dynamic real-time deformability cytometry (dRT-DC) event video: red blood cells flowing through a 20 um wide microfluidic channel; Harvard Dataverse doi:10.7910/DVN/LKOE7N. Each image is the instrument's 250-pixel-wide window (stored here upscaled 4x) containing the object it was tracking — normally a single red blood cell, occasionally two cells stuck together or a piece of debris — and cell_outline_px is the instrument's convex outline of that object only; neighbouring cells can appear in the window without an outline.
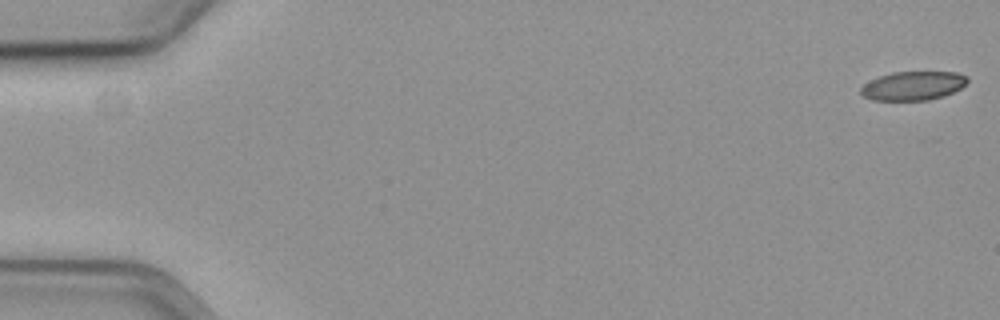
{"species": "common noctule bat (a hibernating species)", "species_latin": "Nyctalus noctula", "temperature_condition": "cold", "stored_images_in_passage": 23, "camera_frame_rate_fps": 3000, "um_per_image_px": 0.085, "animal": {"sex": "female", "body_mass_g": 19.3, "forearm_length_mm": 54.1}, "frame": {"image": 1, "passage_image": 1, "time_ms": 0.0, "image_size_px": [1000, 320], "cell_outline_px": [[968, 80], [960, 88], [944, 96], [928, 100], [872, 100], [864, 96], [860, 92], [860, 88], [864, 84], [880, 76], [892, 72], [956, 72], [968, 76]], "centroid_in_image_um": [77.61, 7.29], "position_along_channel_um": 7.4, "area_um2": 17.8}}
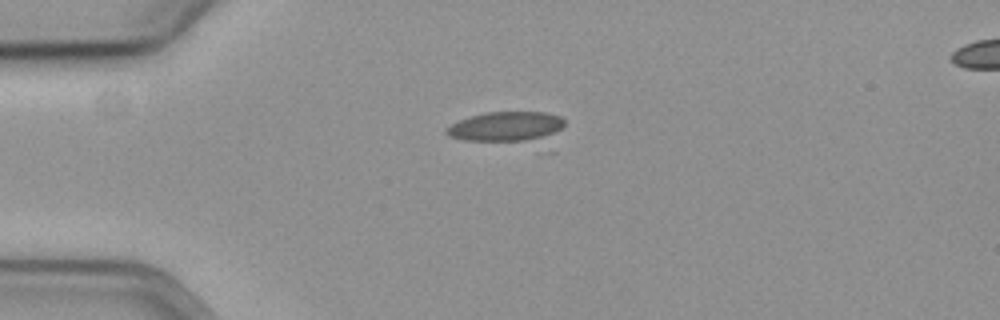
{"frame": {"image": 2, "passage_image": 15, "time_ms": 4.667, "image_size_px": [1000, 320], "cell_outline_px": [[564, 124], [560, 128], [552, 132], [540, 136], [524, 140], [464, 140], [448, 136], [444, 132], [452, 124], [460, 120], [472, 116], [488, 112], [544, 112], [560, 116], [564, 120]], "centroid_in_image_um": [42.94, 10.72], "position_along_channel_um": 42.1, "area_um2": 19.48}}
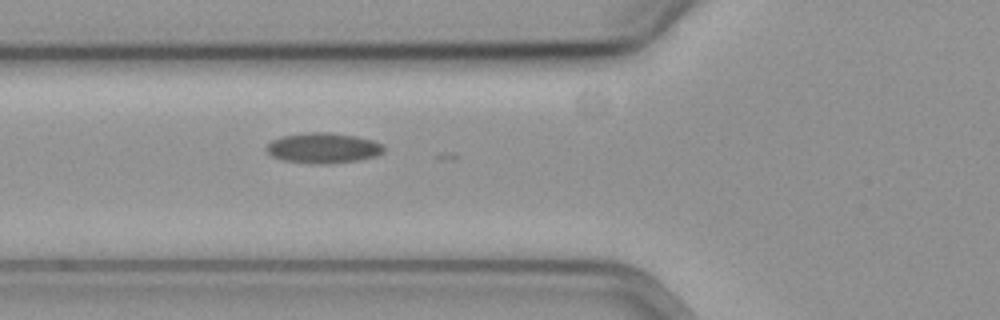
{"frame": {"image": 3, "passage_image": 22, "time_ms": 7.0, "image_size_px": [1000, 320], "cell_outline_px": [[384, 152], [376, 156], [360, 160], [332, 164], [312, 164], [280, 160], [272, 156], [264, 148], [272, 140], [280, 136], [308, 132], [328, 132], [356, 136], [372, 140], [384, 144]], "centroid_in_image_um": [27.47, 12.59], "position_along_channel_um": 98.3, "area_um2": 21.15}}